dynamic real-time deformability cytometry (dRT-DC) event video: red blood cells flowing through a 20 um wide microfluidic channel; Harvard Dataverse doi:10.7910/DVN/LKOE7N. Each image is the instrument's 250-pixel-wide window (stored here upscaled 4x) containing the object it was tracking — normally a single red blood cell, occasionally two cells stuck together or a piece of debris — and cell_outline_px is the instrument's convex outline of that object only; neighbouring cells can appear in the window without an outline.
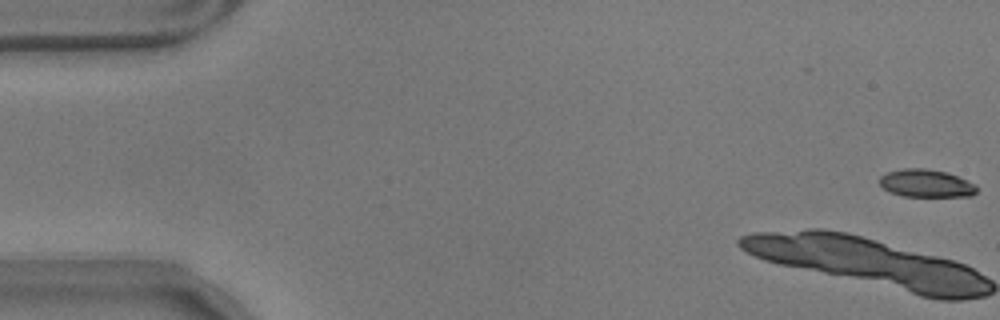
{"species": "common noctule bat (a hibernating species)", "species_latin": "Nyctalus noctula", "temperature_condition": "warm", "stored_images_in_passage": 14, "camera_frame_rate_fps": 3000, "um_per_image_px": 0.085, "animal": {"sex": "male", "body_mass_g": 17.9}, "frame": {"image": 1, "passage_image": 1, "time_ms": 0.0, "image_size_px": [1000, 320], "cell_outline_px": [[976, 192], [972, 196], [904, 196], [892, 192], [884, 188], [880, 184], [880, 176], [888, 172], [904, 168], [924, 168], [948, 172], [976, 184]], "centroid_in_image_um": [78.74, 15.57], "position_along_channel_um": 6.3, "area_um2": 15.61}}